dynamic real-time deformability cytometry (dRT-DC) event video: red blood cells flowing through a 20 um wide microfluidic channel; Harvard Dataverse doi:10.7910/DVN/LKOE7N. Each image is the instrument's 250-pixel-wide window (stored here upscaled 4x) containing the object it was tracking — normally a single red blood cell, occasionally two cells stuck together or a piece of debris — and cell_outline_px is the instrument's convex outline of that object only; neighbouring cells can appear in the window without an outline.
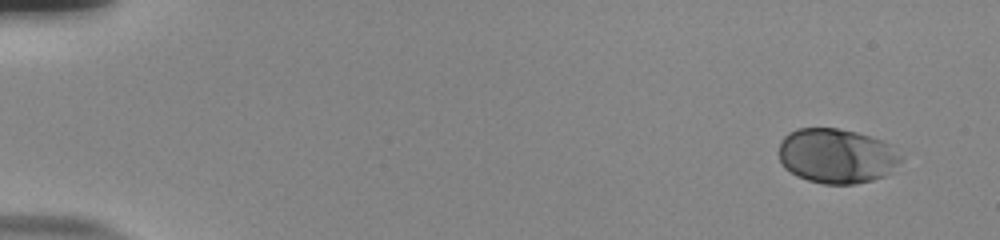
{"species": "human", "species_latin": "Homo sapiens", "temperature_condition": "room temperature", "stored_images_in_passage": 9, "camera_frame_rate_fps": 3000, "um_per_image_px": 0.085, "donor": {"sex": "male"}, "frame": {"image": 1, "passage_image": 1, "time_ms": 0.0, "image_size_px": [1000, 240], "cell_outline_px": [[904, 156], [888, 176], [856, 184], [824, 184], [808, 180], [796, 176], [784, 168], [780, 160], [780, 140], [788, 132], [796, 128], [836, 128], [856, 132], [880, 140], [888, 144]], "centroid_in_image_um": [71.11, 13.26], "position_along_channel_um": 13.9, "area_um2": 39.19}}